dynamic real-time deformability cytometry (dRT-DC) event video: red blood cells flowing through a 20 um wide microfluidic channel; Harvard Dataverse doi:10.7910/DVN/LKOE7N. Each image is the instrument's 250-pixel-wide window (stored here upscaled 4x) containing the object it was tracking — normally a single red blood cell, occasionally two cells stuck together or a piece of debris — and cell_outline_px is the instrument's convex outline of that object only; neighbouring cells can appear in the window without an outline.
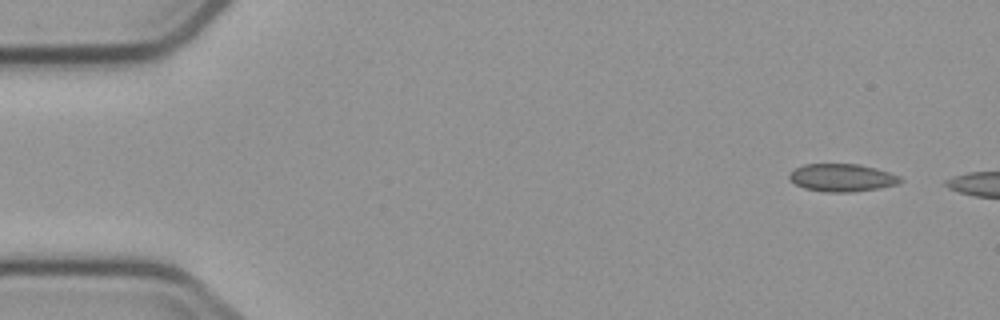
{"species": "common noctule bat (a hibernating species)", "species_latin": "Nyctalus noctula", "temperature_condition": "cold", "stored_images_in_passage": 2, "camera_frame_rate_fps": 3000, "um_per_image_px": 0.085, "animal": {"sex": "male", "body_mass_g": 23.1, "forearm_length_mm": 52.7}, "frame": {"image": 1, "passage_image": 1, "time_ms": 0.0, "image_size_px": [1000, 320], "cell_outline_px": [[904, 180], [900, 184], [880, 188], [852, 192], [824, 192], [804, 188], [796, 184], [788, 176], [796, 168], [804, 164], [860, 164], [876, 168], [900, 176]], "centroid_in_image_um": [71.63, 15.11], "position_along_channel_um": 13.4, "area_um2": 17.98}}